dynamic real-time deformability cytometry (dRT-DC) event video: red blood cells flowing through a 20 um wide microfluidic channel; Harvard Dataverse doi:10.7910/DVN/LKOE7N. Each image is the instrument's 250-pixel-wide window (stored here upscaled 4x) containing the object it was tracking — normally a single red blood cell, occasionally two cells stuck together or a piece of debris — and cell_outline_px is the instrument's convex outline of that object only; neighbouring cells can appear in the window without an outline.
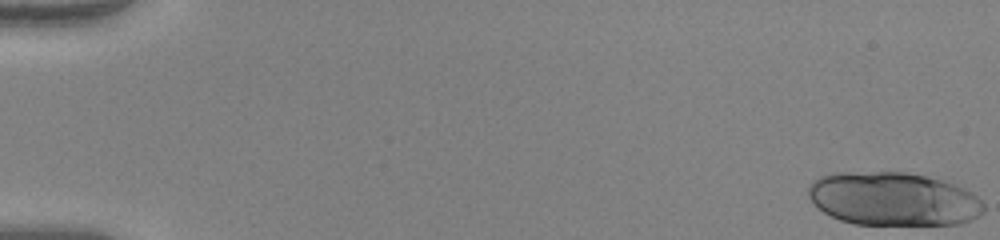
{"species": "human", "species_latin": "Homo sapiens", "temperature_condition": "warm", "stored_images_in_passage": 41, "camera_frame_rate_fps": 3000, "um_per_image_px": 0.085, "donor": {"sex": "female"}, "frame": {"image": 1, "passage_image": 1, "time_ms": 0.0, "image_size_px": [1000, 240], "cell_outline_px": [[984, 212], [960, 224], [856, 224], [840, 220], [824, 212], [812, 204], [808, 196], [808, 188], [812, 180], [820, 176], [832, 172], [904, 172], [924, 176], [940, 180], [964, 188], [976, 196], [984, 204]], "centroid_in_image_um": [75.87, 16.9], "position_along_channel_um": 9.1, "area_um2": 54.56}}
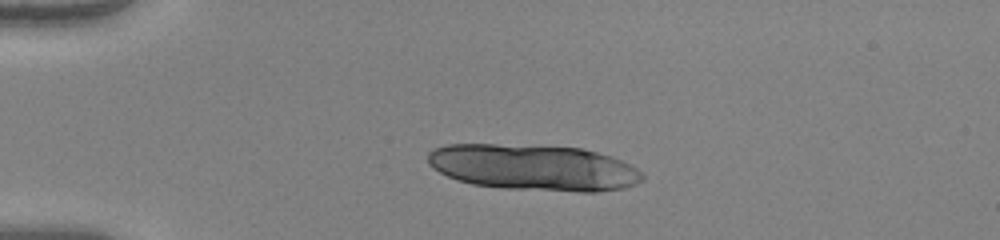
{"frame": {"image": 2, "passage_image": 13, "time_ms": 4.0, "image_size_px": [1000, 240], "cell_outline_px": [[644, 180], [636, 184], [624, 188], [596, 192], [580, 192], [500, 188], [472, 184], [456, 180], [432, 168], [428, 164], [428, 152], [432, 148], [448, 144], [496, 144], [580, 148], [612, 156], [644, 172]], "centroid_in_image_um": [45.35, 14.25], "position_along_channel_um": 39.6, "area_um2": 57.92}}